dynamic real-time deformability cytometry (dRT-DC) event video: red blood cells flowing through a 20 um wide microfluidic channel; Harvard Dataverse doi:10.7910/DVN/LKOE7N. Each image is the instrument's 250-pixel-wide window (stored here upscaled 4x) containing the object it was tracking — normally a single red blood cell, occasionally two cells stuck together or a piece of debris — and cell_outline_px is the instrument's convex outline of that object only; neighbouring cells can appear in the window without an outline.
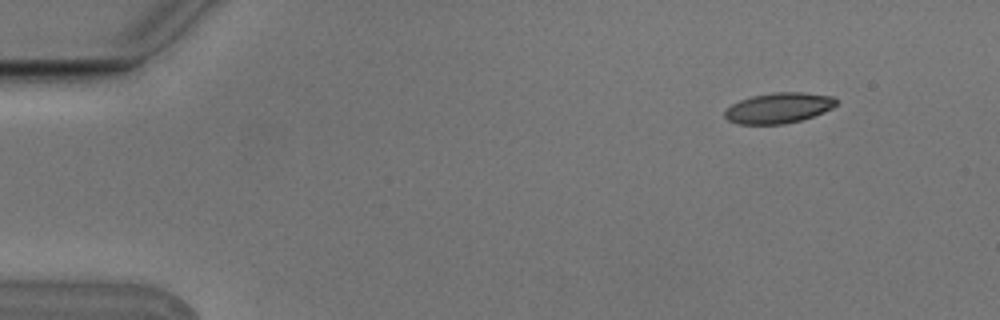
{"species": "Egyptian fruit bat (a non-hibernating species)", "species_latin": "Rousettus aegyptiacus", "temperature_condition": "cold", "stored_images_in_passage": 4, "camera_frame_rate_fps": 3000, "um_per_image_px": 0.085, "animal": {"sex": "male"}, "frame": {"image": 1, "passage_image": 1, "time_ms": 0.0, "image_size_px": [1000, 320], "cell_outline_px": [[836, 104], [832, 108], [824, 112], [800, 120], [784, 124], [736, 124], [728, 120], [724, 116], [724, 112], [732, 104], [740, 100], [752, 96], [772, 92], [804, 92], [832, 96], [836, 100]], "centroid_in_image_um": [66.17, 9.17], "position_along_channel_um": 18.8, "area_um2": 19.77}}